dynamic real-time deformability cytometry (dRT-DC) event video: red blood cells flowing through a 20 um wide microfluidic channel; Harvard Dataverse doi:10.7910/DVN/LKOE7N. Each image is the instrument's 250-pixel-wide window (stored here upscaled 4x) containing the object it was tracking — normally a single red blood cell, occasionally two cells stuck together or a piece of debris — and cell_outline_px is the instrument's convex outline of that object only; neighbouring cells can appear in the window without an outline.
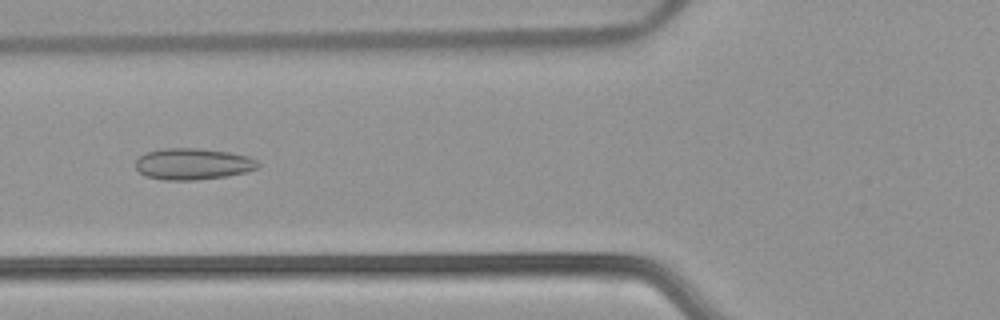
{"species": "common noctule bat (a hibernating species)", "species_latin": "Nyctalus noctula", "temperature_condition": "warm", "stored_images_in_passage": 55, "segment_of_instrument_passage": [1, 2], "camera_frame_rate_fps": 3000, "um_per_image_px": 0.085, "animal": {"sex": "female", "body_mass_g": 22.7, "forearm_length_mm": 54.2}, "frame": {"image": 1, "passage_image": 21, "time_ms": 6.667, "image_size_px": [1000, 320], "cell_outline_px": [[260, 164], [256, 168], [244, 172], [224, 176], [196, 180], [164, 180], [144, 176], [136, 168], [136, 160], [140, 156], [148, 152], [164, 148], [196, 148], [228, 152], [248, 156], [256, 160]], "centroid_in_image_um": [16.36, 13.94], "position_along_channel_um": 109.4, "area_um2": 22.2}}
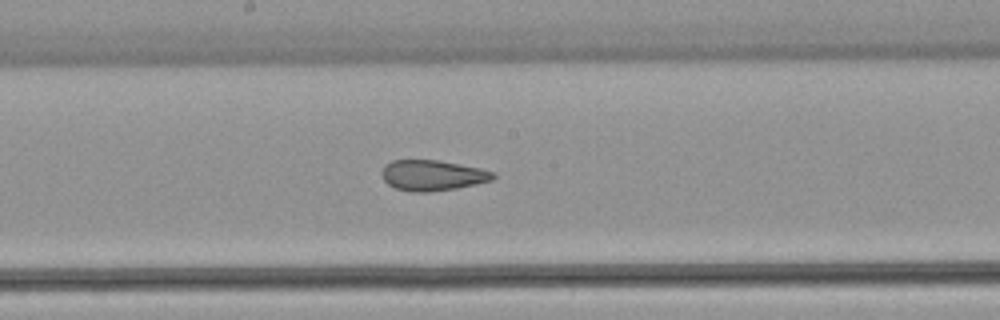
{"frame": {"image": 2, "passage_image": 29, "time_ms": 9.333, "image_size_px": [1000, 320], "cell_outline_px": [[496, 176], [492, 180], [476, 184], [456, 188], [428, 192], [412, 192], [396, 188], [388, 184], [384, 180], [380, 172], [384, 164], [392, 160], [436, 160], [460, 164], [480, 168], [496, 172]], "centroid_in_image_um": [36.75, 14.9], "position_along_channel_um": 211.5, "area_um2": 19.94}}
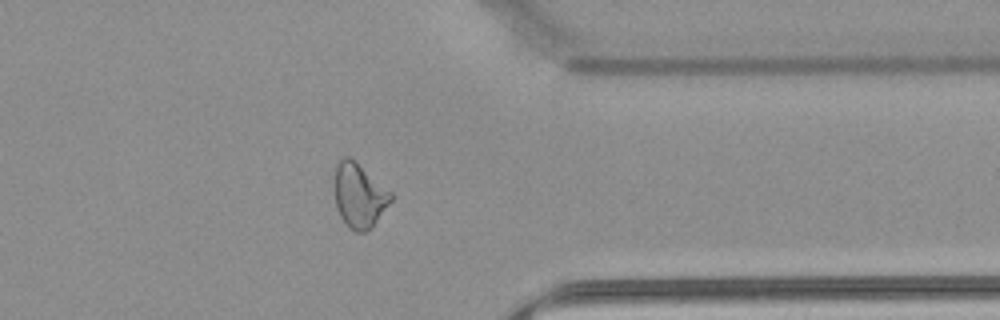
{"frame": {"image": 3, "passage_image": 43, "time_ms": 14.0, "image_size_px": [1000, 320], "cell_outline_px": [[392, 200], [372, 228], [364, 232], [356, 232], [340, 216], [336, 204], [336, 164], [344, 156], [352, 156], [392, 192]], "centroid_in_image_um": [30.57, 16.58], "position_along_channel_um": 380.8, "area_um2": 21.04}}